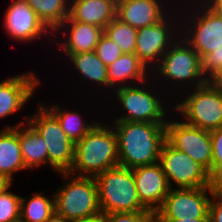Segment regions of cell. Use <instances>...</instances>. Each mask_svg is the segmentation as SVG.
Returning <instances> with one entry per match:
<instances>
[{"mask_svg":"<svg viewBox=\"0 0 222 222\" xmlns=\"http://www.w3.org/2000/svg\"><path fill=\"white\" fill-rule=\"evenodd\" d=\"M118 137L119 166L134 169L159 161L166 123L113 121Z\"/></svg>","mask_w":222,"mask_h":222,"instance_id":"1","label":"cell"},{"mask_svg":"<svg viewBox=\"0 0 222 222\" xmlns=\"http://www.w3.org/2000/svg\"><path fill=\"white\" fill-rule=\"evenodd\" d=\"M111 124L98 122L75 143L74 163L69 173L96 177L107 169L119 166L118 137Z\"/></svg>","mask_w":222,"mask_h":222,"instance_id":"2","label":"cell"},{"mask_svg":"<svg viewBox=\"0 0 222 222\" xmlns=\"http://www.w3.org/2000/svg\"><path fill=\"white\" fill-rule=\"evenodd\" d=\"M59 174L66 181L54 192L56 214L69 222L102 214L95 177L75 176L69 172Z\"/></svg>","mask_w":222,"mask_h":222,"instance_id":"3","label":"cell"},{"mask_svg":"<svg viewBox=\"0 0 222 222\" xmlns=\"http://www.w3.org/2000/svg\"><path fill=\"white\" fill-rule=\"evenodd\" d=\"M102 214L148 211L140 202L133 170L122 166L95 177Z\"/></svg>","mask_w":222,"mask_h":222,"instance_id":"4","label":"cell"},{"mask_svg":"<svg viewBox=\"0 0 222 222\" xmlns=\"http://www.w3.org/2000/svg\"><path fill=\"white\" fill-rule=\"evenodd\" d=\"M154 72L159 77L157 80L161 78L163 81L166 78L167 84L170 82L171 85L176 83L177 87L185 86L187 92L207 82L202 76L199 54L181 36L164 53Z\"/></svg>","mask_w":222,"mask_h":222,"instance_id":"5","label":"cell"},{"mask_svg":"<svg viewBox=\"0 0 222 222\" xmlns=\"http://www.w3.org/2000/svg\"><path fill=\"white\" fill-rule=\"evenodd\" d=\"M184 97L172 109L185 123L210 132L222 126V92L211 81Z\"/></svg>","mask_w":222,"mask_h":222,"instance_id":"6","label":"cell"},{"mask_svg":"<svg viewBox=\"0 0 222 222\" xmlns=\"http://www.w3.org/2000/svg\"><path fill=\"white\" fill-rule=\"evenodd\" d=\"M148 81L137 84V86H122L112 89L117 96H115V100L119 101L118 103L125 111V115L119 116L115 121L167 123L168 108L164 105L165 102L162 98L159 97L160 93L158 95L157 92H154L157 89L154 82L150 84ZM145 84L146 87L148 86L147 88Z\"/></svg>","mask_w":222,"mask_h":222,"instance_id":"7","label":"cell"},{"mask_svg":"<svg viewBox=\"0 0 222 222\" xmlns=\"http://www.w3.org/2000/svg\"><path fill=\"white\" fill-rule=\"evenodd\" d=\"M35 112V115L24 118L46 142L49 166L56 173L69 172L74 163L75 143L63 132L59 120L46 104H39Z\"/></svg>","mask_w":222,"mask_h":222,"instance_id":"8","label":"cell"},{"mask_svg":"<svg viewBox=\"0 0 222 222\" xmlns=\"http://www.w3.org/2000/svg\"><path fill=\"white\" fill-rule=\"evenodd\" d=\"M193 2H197L198 4L193 5L195 4ZM193 2H189L188 5H191L192 3V8H194L195 10H186H189V13H186L187 19L185 20L187 22L183 25V27L180 26V35H182L181 37L193 49H195L200 58H202L204 55L212 52L213 50L222 49V17L213 12L201 0H194ZM190 12L193 13L192 16V13ZM183 28L186 31L183 30Z\"/></svg>","mask_w":222,"mask_h":222,"instance_id":"9","label":"cell"},{"mask_svg":"<svg viewBox=\"0 0 222 222\" xmlns=\"http://www.w3.org/2000/svg\"><path fill=\"white\" fill-rule=\"evenodd\" d=\"M173 19L174 18L169 17V15H166L158 23L139 28L137 31L136 49L134 53L151 72H153L154 68L160 63L164 53L181 36L179 35L181 33L178 25L181 26V23L184 24V17L182 16V18L177 19L178 21H174ZM180 19L183 21H180ZM178 22L180 23L178 24ZM174 24L177 25L173 27Z\"/></svg>","mask_w":222,"mask_h":222,"instance_id":"10","label":"cell"},{"mask_svg":"<svg viewBox=\"0 0 222 222\" xmlns=\"http://www.w3.org/2000/svg\"><path fill=\"white\" fill-rule=\"evenodd\" d=\"M214 193L210 187L171 188L154 219L210 218L209 203Z\"/></svg>","mask_w":222,"mask_h":222,"instance_id":"11","label":"cell"},{"mask_svg":"<svg viewBox=\"0 0 222 222\" xmlns=\"http://www.w3.org/2000/svg\"><path fill=\"white\" fill-rule=\"evenodd\" d=\"M168 179L170 188L208 187V171L184 152L178 151L167 141L162 145L158 161Z\"/></svg>","mask_w":222,"mask_h":222,"instance_id":"12","label":"cell"},{"mask_svg":"<svg viewBox=\"0 0 222 222\" xmlns=\"http://www.w3.org/2000/svg\"><path fill=\"white\" fill-rule=\"evenodd\" d=\"M166 141L201 164L208 172L212 169L210 131L202 130L181 120L169 119L166 123Z\"/></svg>","mask_w":222,"mask_h":222,"instance_id":"13","label":"cell"},{"mask_svg":"<svg viewBox=\"0 0 222 222\" xmlns=\"http://www.w3.org/2000/svg\"><path fill=\"white\" fill-rule=\"evenodd\" d=\"M4 28L8 36L17 42H31L44 37L50 30L38 18L25 0H13L4 13Z\"/></svg>","mask_w":222,"mask_h":222,"instance_id":"14","label":"cell"},{"mask_svg":"<svg viewBox=\"0 0 222 222\" xmlns=\"http://www.w3.org/2000/svg\"><path fill=\"white\" fill-rule=\"evenodd\" d=\"M132 170L141 204L155 214L171 189L160 163L139 166Z\"/></svg>","mask_w":222,"mask_h":222,"instance_id":"15","label":"cell"},{"mask_svg":"<svg viewBox=\"0 0 222 222\" xmlns=\"http://www.w3.org/2000/svg\"><path fill=\"white\" fill-rule=\"evenodd\" d=\"M40 83L38 76L30 71L0 81V119L23 109Z\"/></svg>","mask_w":222,"mask_h":222,"instance_id":"16","label":"cell"},{"mask_svg":"<svg viewBox=\"0 0 222 222\" xmlns=\"http://www.w3.org/2000/svg\"><path fill=\"white\" fill-rule=\"evenodd\" d=\"M166 10L163 0H118L116 17L139 29L161 21L169 14Z\"/></svg>","mask_w":222,"mask_h":222,"instance_id":"17","label":"cell"},{"mask_svg":"<svg viewBox=\"0 0 222 222\" xmlns=\"http://www.w3.org/2000/svg\"><path fill=\"white\" fill-rule=\"evenodd\" d=\"M64 28H66V32ZM60 30L64 31L62 35H64L65 40L58 45L67 57L71 54L95 51L99 39L104 33V29L100 27L72 21L69 17L58 27L54 35L57 36Z\"/></svg>","mask_w":222,"mask_h":222,"instance_id":"18","label":"cell"},{"mask_svg":"<svg viewBox=\"0 0 222 222\" xmlns=\"http://www.w3.org/2000/svg\"><path fill=\"white\" fill-rule=\"evenodd\" d=\"M107 68L108 87L111 89L137 85L151 78L154 79L152 76L154 72H150L145 64L138 59L135 53H123L112 64L108 65Z\"/></svg>","mask_w":222,"mask_h":222,"instance_id":"19","label":"cell"},{"mask_svg":"<svg viewBox=\"0 0 222 222\" xmlns=\"http://www.w3.org/2000/svg\"><path fill=\"white\" fill-rule=\"evenodd\" d=\"M117 0H70L69 18L104 29L115 17Z\"/></svg>","mask_w":222,"mask_h":222,"instance_id":"20","label":"cell"},{"mask_svg":"<svg viewBox=\"0 0 222 222\" xmlns=\"http://www.w3.org/2000/svg\"><path fill=\"white\" fill-rule=\"evenodd\" d=\"M20 122L0 130V173L11 181L14 173L26 170L19 143V126L27 122Z\"/></svg>","mask_w":222,"mask_h":222,"instance_id":"21","label":"cell"},{"mask_svg":"<svg viewBox=\"0 0 222 222\" xmlns=\"http://www.w3.org/2000/svg\"><path fill=\"white\" fill-rule=\"evenodd\" d=\"M19 143L26 169L48 164L47 144L29 123L19 126Z\"/></svg>","mask_w":222,"mask_h":222,"instance_id":"22","label":"cell"},{"mask_svg":"<svg viewBox=\"0 0 222 222\" xmlns=\"http://www.w3.org/2000/svg\"><path fill=\"white\" fill-rule=\"evenodd\" d=\"M71 65L73 64L74 69L77 70L81 76L91 84H98L108 89V68L99 59L95 51L81 52L77 54H71L69 56Z\"/></svg>","mask_w":222,"mask_h":222,"instance_id":"23","label":"cell"},{"mask_svg":"<svg viewBox=\"0 0 222 222\" xmlns=\"http://www.w3.org/2000/svg\"><path fill=\"white\" fill-rule=\"evenodd\" d=\"M35 11L38 18L50 30L55 32L69 17L70 0H25Z\"/></svg>","mask_w":222,"mask_h":222,"instance_id":"24","label":"cell"},{"mask_svg":"<svg viewBox=\"0 0 222 222\" xmlns=\"http://www.w3.org/2000/svg\"><path fill=\"white\" fill-rule=\"evenodd\" d=\"M46 107L57 117L63 132L73 143H77L98 123V121L95 122L94 120L86 122L82 120L79 112L65 110L58 104H54V106L48 105Z\"/></svg>","mask_w":222,"mask_h":222,"instance_id":"25","label":"cell"},{"mask_svg":"<svg viewBox=\"0 0 222 222\" xmlns=\"http://www.w3.org/2000/svg\"><path fill=\"white\" fill-rule=\"evenodd\" d=\"M54 212V196L50 199L44 192L34 193L27 200L21 197L19 222H46Z\"/></svg>","mask_w":222,"mask_h":222,"instance_id":"26","label":"cell"},{"mask_svg":"<svg viewBox=\"0 0 222 222\" xmlns=\"http://www.w3.org/2000/svg\"><path fill=\"white\" fill-rule=\"evenodd\" d=\"M138 29L115 17L105 28L104 34L113 40L123 53H134Z\"/></svg>","mask_w":222,"mask_h":222,"instance_id":"27","label":"cell"},{"mask_svg":"<svg viewBox=\"0 0 222 222\" xmlns=\"http://www.w3.org/2000/svg\"><path fill=\"white\" fill-rule=\"evenodd\" d=\"M9 189L0 194V222H19L21 196Z\"/></svg>","mask_w":222,"mask_h":222,"instance_id":"28","label":"cell"},{"mask_svg":"<svg viewBox=\"0 0 222 222\" xmlns=\"http://www.w3.org/2000/svg\"><path fill=\"white\" fill-rule=\"evenodd\" d=\"M95 53L106 66L112 64L123 54L120 47L104 33L99 39Z\"/></svg>","mask_w":222,"mask_h":222,"instance_id":"29","label":"cell"},{"mask_svg":"<svg viewBox=\"0 0 222 222\" xmlns=\"http://www.w3.org/2000/svg\"><path fill=\"white\" fill-rule=\"evenodd\" d=\"M202 76L211 81L222 71V49L213 50L201 58Z\"/></svg>","mask_w":222,"mask_h":222,"instance_id":"30","label":"cell"},{"mask_svg":"<svg viewBox=\"0 0 222 222\" xmlns=\"http://www.w3.org/2000/svg\"><path fill=\"white\" fill-rule=\"evenodd\" d=\"M104 222H155L150 211L103 214Z\"/></svg>","mask_w":222,"mask_h":222,"instance_id":"31","label":"cell"},{"mask_svg":"<svg viewBox=\"0 0 222 222\" xmlns=\"http://www.w3.org/2000/svg\"><path fill=\"white\" fill-rule=\"evenodd\" d=\"M212 140V167L222 161V126L210 132Z\"/></svg>","mask_w":222,"mask_h":222,"instance_id":"32","label":"cell"},{"mask_svg":"<svg viewBox=\"0 0 222 222\" xmlns=\"http://www.w3.org/2000/svg\"><path fill=\"white\" fill-rule=\"evenodd\" d=\"M208 187L213 192H222V161L217 162L208 172Z\"/></svg>","mask_w":222,"mask_h":222,"instance_id":"33","label":"cell"},{"mask_svg":"<svg viewBox=\"0 0 222 222\" xmlns=\"http://www.w3.org/2000/svg\"><path fill=\"white\" fill-rule=\"evenodd\" d=\"M209 217L210 222H222V192H215L212 195L209 203Z\"/></svg>","mask_w":222,"mask_h":222,"instance_id":"34","label":"cell"},{"mask_svg":"<svg viewBox=\"0 0 222 222\" xmlns=\"http://www.w3.org/2000/svg\"><path fill=\"white\" fill-rule=\"evenodd\" d=\"M155 222H210V218L192 219H154Z\"/></svg>","mask_w":222,"mask_h":222,"instance_id":"35","label":"cell"},{"mask_svg":"<svg viewBox=\"0 0 222 222\" xmlns=\"http://www.w3.org/2000/svg\"><path fill=\"white\" fill-rule=\"evenodd\" d=\"M11 186L12 181L8 179L4 174L0 173V194Z\"/></svg>","mask_w":222,"mask_h":222,"instance_id":"36","label":"cell"},{"mask_svg":"<svg viewBox=\"0 0 222 222\" xmlns=\"http://www.w3.org/2000/svg\"><path fill=\"white\" fill-rule=\"evenodd\" d=\"M208 6L213 12L222 17V3H204Z\"/></svg>","mask_w":222,"mask_h":222,"instance_id":"37","label":"cell"},{"mask_svg":"<svg viewBox=\"0 0 222 222\" xmlns=\"http://www.w3.org/2000/svg\"><path fill=\"white\" fill-rule=\"evenodd\" d=\"M72 222H104V219H103V214H99V215L94 216L92 218L76 220V221H72Z\"/></svg>","mask_w":222,"mask_h":222,"instance_id":"38","label":"cell"},{"mask_svg":"<svg viewBox=\"0 0 222 222\" xmlns=\"http://www.w3.org/2000/svg\"><path fill=\"white\" fill-rule=\"evenodd\" d=\"M211 82L222 92V71Z\"/></svg>","mask_w":222,"mask_h":222,"instance_id":"39","label":"cell"},{"mask_svg":"<svg viewBox=\"0 0 222 222\" xmlns=\"http://www.w3.org/2000/svg\"><path fill=\"white\" fill-rule=\"evenodd\" d=\"M46 222H69V221L65 220L62 216L54 212V214Z\"/></svg>","mask_w":222,"mask_h":222,"instance_id":"40","label":"cell"},{"mask_svg":"<svg viewBox=\"0 0 222 222\" xmlns=\"http://www.w3.org/2000/svg\"><path fill=\"white\" fill-rule=\"evenodd\" d=\"M203 3H222V0H201Z\"/></svg>","mask_w":222,"mask_h":222,"instance_id":"41","label":"cell"}]
</instances>
